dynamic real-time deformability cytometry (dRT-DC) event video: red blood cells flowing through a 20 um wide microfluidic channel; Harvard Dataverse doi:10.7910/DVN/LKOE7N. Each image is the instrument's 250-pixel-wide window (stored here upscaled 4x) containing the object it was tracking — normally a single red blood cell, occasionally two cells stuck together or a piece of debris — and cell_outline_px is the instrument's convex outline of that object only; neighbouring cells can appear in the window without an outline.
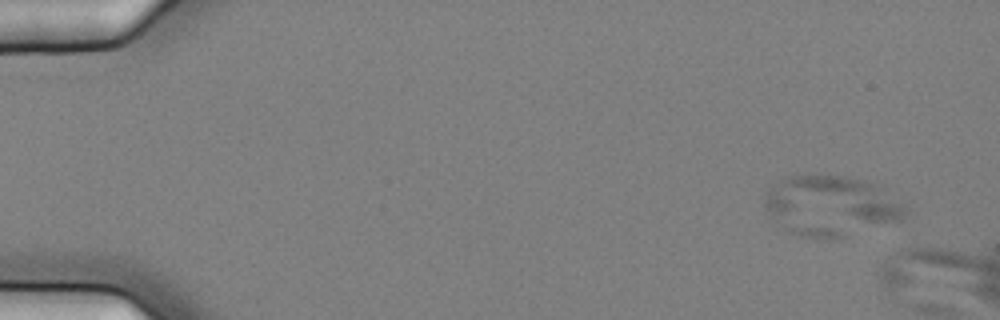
{"species": "common noctule bat (a hibernating species)", "species_latin": "Nyctalus noctula", "temperature_condition": "cold", "stored_images_in_passage": 6, "camera_frame_rate_fps": 3000, "um_per_image_px": 0.085, "animal": {"sex": "female", "body_mass_g": 25.1}, "frame": {"image": 1, "passage_image": 3, "time_ms": 0.667, "image_size_px": [1000, 320], "cell_outline_px": [[908, 212], [900, 220], [832, 240], [828, 240], [800, 236], [788, 232], [776, 220], [764, 204], [768, 192], [776, 180], [784, 176], [796, 172], [840, 176], [860, 180], [884, 188], [908, 208]], "centroid_in_image_um": [70.61, 17.47], "position_along_channel_um": 14.4, "area_um2": 49.71}}